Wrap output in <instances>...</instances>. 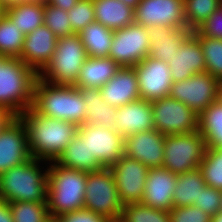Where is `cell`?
Returning <instances> with one entry per match:
<instances>
[{"label":"cell","mask_w":222,"mask_h":222,"mask_svg":"<svg viewBox=\"0 0 222 222\" xmlns=\"http://www.w3.org/2000/svg\"><path fill=\"white\" fill-rule=\"evenodd\" d=\"M18 117L26 127L31 158L44 164L56 161L78 131L74 123L45 117L32 107Z\"/></svg>","instance_id":"cell-1"},{"label":"cell","mask_w":222,"mask_h":222,"mask_svg":"<svg viewBox=\"0 0 222 222\" xmlns=\"http://www.w3.org/2000/svg\"><path fill=\"white\" fill-rule=\"evenodd\" d=\"M32 108L45 117L68 121L78 127L86 122V104L74 85H56L38 77Z\"/></svg>","instance_id":"cell-2"},{"label":"cell","mask_w":222,"mask_h":222,"mask_svg":"<svg viewBox=\"0 0 222 222\" xmlns=\"http://www.w3.org/2000/svg\"><path fill=\"white\" fill-rule=\"evenodd\" d=\"M48 164L47 204L50 218L84 209L87 172L63 167L55 161Z\"/></svg>","instance_id":"cell-3"},{"label":"cell","mask_w":222,"mask_h":222,"mask_svg":"<svg viewBox=\"0 0 222 222\" xmlns=\"http://www.w3.org/2000/svg\"><path fill=\"white\" fill-rule=\"evenodd\" d=\"M38 74L20 58L0 56V107L19 116L32 107Z\"/></svg>","instance_id":"cell-4"},{"label":"cell","mask_w":222,"mask_h":222,"mask_svg":"<svg viewBox=\"0 0 222 222\" xmlns=\"http://www.w3.org/2000/svg\"><path fill=\"white\" fill-rule=\"evenodd\" d=\"M39 163L42 160L31 158L0 174V199L47 203L48 170Z\"/></svg>","instance_id":"cell-5"},{"label":"cell","mask_w":222,"mask_h":222,"mask_svg":"<svg viewBox=\"0 0 222 222\" xmlns=\"http://www.w3.org/2000/svg\"><path fill=\"white\" fill-rule=\"evenodd\" d=\"M87 58L79 34L60 37L51 60L38 77L56 85H75Z\"/></svg>","instance_id":"cell-6"},{"label":"cell","mask_w":222,"mask_h":222,"mask_svg":"<svg viewBox=\"0 0 222 222\" xmlns=\"http://www.w3.org/2000/svg\"><path fill=\"white\" fill-rule=\"evenodd\" d=\"M123 207L111 168L87 172L84 209L113 222L120 220Z\"/></svg>","instance_id":"cell-7"},{"label":"cell","mask_w":222,"mask_h":222,"mask_svg":"<svg viewBox=\"0 0 222 222\" xmlns=\"http://www.w3.org/2000/svg\"><path fill=\"white\" fill-rule=\"evenodd\" d=\"M206 143L201 133L195 132L176 135H165L163 168L175 174L189 172L199 168Z\"/></svg>","instance_id":"cell-8"},{"label":"cell","mask_w":222,"mask_h":222,"mask_svg":"<svg viewBox=\"0 0 222 222\" xmlns=\"http://www.w3.org/2000/svg\"><path fill=\"white\" fill-rule=\"evenodd\" d=\"M153 127L164 135H176L198 130V115L182 102L170 96L151 102Z\"/></svg>","instance_id":"cell-9"},{"label":"cell","mask_w":222,"mask_h":222,"mask_svg":"<svg viewBox=\"0 0 222 222\" xmlns=\"http://www.w3.org/2000/svg\"><path fill=\"white\" fill-rule=\"evenodd\" d=\"M150 44L148 28L132 23L114 31L108 57L120 67H134L148 56Z\"/></svg>","instance_id":"cell-10"},{"label":"cell","mask_w":222,"mask_h":222,"mask_svg":"<svg viewBox=\"0 0 222 222\" xmlns=\"http://www.w3.org/2000/svg\"><path fill=\"white\" fill-rule=\"evenodd\" d=\"M219 83L220 81L208 72L196 73L188 79L174 82L169 96L199 115L218 100Z\"/></svg>","instance_id":"cell-11"},{"label":"cell","mask_w":222,"mask_h":222,"mask_svg":"<svg viewBox=\"0 0 222 222\" xmlns=\"http://www.w3.org/2000/svg\"><path fill=\"white\" fill-rule=\"evenodd\" d=\"M134 23L146 28L187 29L184 0H140L134 9Z\"/></svg>","instance_id":"cell-12"},{"label":"cell","mask_w":222,"mask_h":222,"mask_svg":"<svg viewBox=\"0 0 222 222\" xmlns=\"http://www.w3.org/2000/svg\"><path fill=\"white\" fill-rule=\"evenodd\" d=\"M77 132L86 139L90 155H94L102 167H112L124 155L125 137L115 129L85 123Z\"/></svg>","instance_id":"cell-13"},{"label":"cell","mask_w":222,"mask_h":222,"mask_svg":"<svg viewBox=\"0 0 222 222\" xmlns=\"http://www.w3.org/2000/svg\"><path fill=\"white\" fill-rule=\"evenodd\" d=\"M134 68L142 99L152 102L170 95L173 80L167 62L147 56Z\"/></svg>","instance_id":"cell-14"},{"label":"cell","mask_w":222,"mask_h":222,"mask_svg":"<svg viewBox=\"0 0 222 222\" xmlns=\"http://www.w3.org/2000/svg\"><path fill=\"white\" fill-rule=\"evenodd\" d=\"M110 168L123 205L141 202L149 168L126 155Z\"/></svg>","instance_id":"cell-15"},{"label":"cell","mask_w":222,"mask_h":222,"mask_svg":"<svg viewBox=\"0 0 222 222\" xmlns=\"http://www.w3.org/2000/svg\"><path fill=\"white\" fill-rule=\"evenodd\" d=\"M30 159L26 127L14 116L0 131V174Z\"/></svg>","instance_id":"cell-16"},{"label":"cell","mask_w":222,"mask_h":222,"mask_svg":"<svg viewBox=\"0 0 222 222\" xmlns=\"http://www.w3.org/2000/svg\"><path fill=\"white\" fill-rule=\"evenodd\" d=\"M165 135L155 128L125 137L124 155L148 168L162 167Z\"/></svg>","instance_id":"cell-17"},{"label":"cell","mask_w":222,"mask_h":222,"mask_svg":"<svg viewBox=\"0 0 222 222\" xmlns=\"http://www.w3.org/2000/svg\"><path fill=\"white\" fill-rule=\"evenodd\" d=\"M58 43V38L44 24L25 35L20 59L37 74L51 60Z\"/></svg>","instance_id":"cell-18"},{"label":"cell","mask_w":222,"mask_h":222,"mask_svg":"<svg viewBox=\"0 0 222 222\" xmlns=\"http://www.w3.org/2000/svg\"><path fill=\"white\" fill-rule=\"evenodd\" d=\"M167 63L173 83L206 72L205 57L198 37L192 32Z\"/></svg>","instance_id":"cell-19"},{"label":"cell","mask_w":222,"mask_h":222,"mask_svg":"<svg viewBox=\"0 0 222 222\" xmlns=\"http://www.w3.org/2000/svg\"><path fill=\"white\" fill-rule=\"evenodd\" d=\"M178 174L163 167L149 168L141 203L158 210L173 208V193Z\"/></svg>","instance_id":"cell-20"},{"label":"cell","mask_w":222,"mask_h":222,"mask_svg":"<svg viewBox=\"0 0 222 222\" xmlns=\"http://www.w3.org/2000/svg\"><path fill=\"white\" fill-rule=\"evenodd\" d=\"M114 128L124 137L154 128L151 102L139 98L119 107Z\"/></svg>","instance_id":"cell-21"},{"label":"cell","mask_w":222,"mask_h":222,"mask_svg":"<svg viewBox=\"0 0 222 222\" xmlns=\"http://www.w3.org/2000/svg\"><path fill=\"white\" fill-rule=\"evenodd\" d=\"M102 99L113 107H121L140 97L134 67H120L115 75L100 88Z\"/></svg>","instance_id":"cell-22"},{"label":"cell","mask_w":222,"mask_h":222,"mask_svg":"<svg viewBox=\"0 0 222 222\" xmlns=\"http://www.w3.org/2000/svg\"><path fill=\"white\" fill-rule=\"evenodd\" d=\"M191 33L192 31L188 29H175L163 26L148 28V36L151 43L148 56L168 62Z\"/></svg>","instance_id":"cell-23"},{"label":"cell","mask_w":222,"mask_h":222,"mask_svg":"<svg viewBox=\"0 0 222 222\" xmlns=\"http://www.w3.org/2000/svg\"><path fill=\"white\" fill-rule=\"evenodd\" d=\"M86 104V124L98 125L107 129L114 128L117 107L109 105L102 99L99 88L77 87Z\"/></svg>","instance_id":"cell-24"},{"label":"cell","mask_w":222,"mask_h":222,"mask_svg":"<svg viewBox=\"0 0 222 222\" xmlns=\"http://www.w3.org/2000/svg\"><path fill=\"white\" fill-rule=\"evenodd\" d=\"M95 22L115 31L134 23V9L121 0H93Z\"/></svg>","instance_id":"cell-25"},{"label":"cell","mask_w":222,"mask_h":222,"mask_svg":"<svg viewBox=\"0 0 222 222\" xmlns=\"http://www.w3.org/2000/svg\"><path fill=\"white\" fill-rule=\"evenodd\" d=\"M120 66L109 57H88L74 86L101 88L119 70Z\"/></svg>","instance_id":"cell-26"},{"label":"cell","mask_w":222,"mask_h":222,"mask_svg":"<svg viewBox=\"0 0 222 222\" xmlns=\"http://www.w3.org/2000/svg\"><path fill=\"white\" fill-rule=\"evenodd\" d=\"M63 167L86 172L101 170L103 167L94 155H90L86 139L77 132L55 161Z\"/></svg>","instance_id":"cell-27"},{"label":"cell","mask_w":222,"mask_h":222,"mask_svg":"<svg viewBox=\"0 0 222 222\" xmlns=\"http://www.w3.org/2000/svg\"><path fill=\"white\" fill-rule=\"evenodd\" d=\"M4 14L27 35L44 24V0H31L10 6Z\"/></svg>","instance_id":"cell-28"},{"label":"cell","mask_w":222,"mask_h":222,"mask_svg":"<svg viewBox=\"0 0 222 222\" xmlns=\"http://www.w3.org/2000/svg\"><path fill=\"white\" fill-rule=\"evenodd\" d=\"M205 187L206 183L199 168L178 174L173 193V207H187L196 204Z\"/></svg>","instance_id":"cell-29"},{"label":"cell","mask_w":222,"mask_h":222,"mask_svg":"<svg viewBox=\"0 0 222 222\" xmlns=\"http://www.w3.org/2000/svg\"><path fill=\"white\" fill-rule=\"evenodd\" d=\"M198 131L206 147L222 149V102L219 99L198 115Z\"/></svg>","instance_id":"cell-30"},{"label":"cell","mask_w":222,"mask_h":222,"mask_svg":"<svg viewBox=\"0 0 222 222\" xmlns=\"http://www.w3.org/2000/svg\"><path fill=\"white\" fill-rule=\"evenodd\" d=\"M87 57H108L114 31L98 22L89 24L80 33Z\"/></svg>","instance_id":"cell-31"},{"label":"cell","mask_w":222,"mask_h":222,"mask_svg":"<svg viewBox=\"0 0 222 222\" xmlns=\"http://www.w3.org/2000/svg\"><path fill=\"white\" fill-rule=\"evenodd\" d=\"M25 35L5 15L0 17V56L20 58Z\"/></svg>","instance_id":"cell-32"},{"label":"cell","mask_w":222,"mask_h":222,"mask_svg":"<svg viewBox=\"0 0 222 222\" xmlns=\"http://www.w3.org/2000/svg\"><path fill=\"white\" fill-rule=\"evenodd\" d=\"M220 6H222V0H184L187 29L195 31Z\"/></svg>","instance_id":"cell-33"},{"label":"cell","mask_w":222,"mask_h":222,"mask_svg":"<svg viewBox=\"0 0 222 222\" xmlns=\"http://www.w3.org/2000/svg\"><path fill=\"white\" fill-rule=\"evenodd\" d=\"M13 222H49L48 204L40 202H9Z\"/></svg>","instance_id":"cell-34"},{"label":"cell","mask_w":222,"mask_h":222,"mask_svg":"<svg viewBox=\"0 0 222 222\" xmlns=\"http://www.w3.org/2000/svg\"><path fill=\"white\" fill-rule=\"evenodd\" d=\"M120 222H171L168 211L154 209L141 202L125 204Z\"/></svg>","instance_id":"cell-35"},{"label":"cell","mask_w":222,"mask_h":222,"mask_svg":"<svg viewBox=\"0 0 222 222\" xmlns=\"http://www.w3.org/2000/svg\"><path fill=\"white\" fill-rule=\"evenodd\" d=\"M199 169L207 186L222 191V149L207 147Z\"/></svg>","instance_id":"cell-36"},{"label":"cell","mask_w":222,"mask_h":222,"mask_svg":"<svg viewBox=\"0 0 222 222\" xmlns=\"http://www.w3.org/2000/svg\"><path fill=\"white\" fill-rule=\"evenodd\" d=\"M205 57L206 72L210 73L219 81L222 80V39H214L201 36L196 31Z\"/></svg>","instance_id":"cell-37"},{"label":"cell","mask_w":222,"mask_h":222,"mask_svg":"<svg viewBox=\"0 0 222 222\" xmlns=\"http://www.w3.org/2000/svg\"><path fill=\"white\" fill-rule=\"evenodd\" d=\"M44 25L57 38L75 34L68 20V11L44 2Z\"/></svg>","instance_id":"cell-38"},{"label":"cell","mask_w":222,"mask_h":222,"mask_svg":"<svg viewBox=\"0 0 222 222\" xmlns=\"http://www.w3.org/2000/svg\"><path fill=\"white\" fill-rule=\"evenodd\" d=\"M68 20L75 34L95 22L93 0H79L69 11Z\"/></svg>","instance_id":"cell-39"},{"label":"cell","mask_w":222,"mask_h":222,"mask_svg":"<svg viewBox=\"0 0 222 222\" xmlns=\"http://www.w3.org/2000/svg\"><path fill=\"white\" fill-rule=\"evenodd\" d=\"M221 204L222 191L206 185L200 193L198 202L194 204V206L200 208L205 211V213L213 217L221 210Z\"/></svg>","instance_id":"cell-40"},{"label":"cell","mask_w":222,"mask_h":222,"mask_svg":"<svg viewBox=\"0 0 222 222\" xmlns=\"http://www.w3.org/2000/svg\"><path fill=\"white\" fill-rule=\"evenodd\" d=\"M168 213L171 222H211V216L194 205L173 207Z\"/></svg>","instance_id":"cell-41"},{"label":"cell","mask_w":222,"mask_h":222,"mask_svg":"<svg viewBox=\"0 0 222 222\" xmlns=\"http://www.w3.org/2000/svg\"><path fill=\"white\" fill-rule=\"evenodd\" d=\"M201 36L222 39V6L195 30Z\"/></svg>","instance_id":"cell-42"},{"label":"cell","mask_w":222,"mask_h":222,"mask_svg":"<svg viewBox=\"0 0 222 222\" xmlns=\"http://www.w3.org/2000/svg\"><path fill=\"white\" fill-rule=\"evenodd\" d=\"M54 220L55 222H112L107 217L86 209L63 214Z\"/></svg>","instance_id":"cell-43"},{"label":"cell","mask_w":222,"mask_h":222,"mask_svg":"<svg viewBox=\"0 0 222 222\" xmlns=\"http://www.w3.org/2000/svg\"><path fill=\"white\" fill-rule=\"evenodd\" d=\"M0 222H13L9 202L0 199Z\"/></svg>","instance_id":"cell-44"},{"label":"cell","mask_w":222,"mask_h":222,"mask_svg":"<svg viewBox=\"0 0 222 222\" xmlns=\"http://www.w3.org/2000/svg\"><path fill=\"white\" fill-rule=\"evenodd\" d=\"M79 0H44L46 4L69 11Z\"/></svg>","instance_id":"cell-45"},{"label":"cell","mask_w":222,"mask_h":222,"mask_svg":"<svg viewBox=\"0 0 222 222\" xmlns=\"http://www.w3.org/2000/svg\"><path fill=\"white\" fill-rule=\"evenodd\" d=\"M14 117L8 110L0 107V131Z\"/></svg>","instance_id":"cell-46"},{"label":"cell","mask_w":222,"mask_h":222,"mask_svg":"<svg viewBox=\"0 0 222 222\" xmlns=\"http://www.w3.org/2000/svg\"><path fill=\"white\" fill-rule=\"evenodd\" d=\"M27 1H31V0H0V5L5 10L9 8L10 6L22 4Z\"/></svg>","instance_id":"cell-47"},{"label":"cell","mask_w":222,"mask_h":222,"mask_svg":"<svg viewBox=\"0 0 222 222\" xmlns=\"http://www.w3.org/2000/svg\"><path fill=\"white\" fill-rule=\"evenodd\" d=\"M121 1L127 4L129 7L135 9L140 0H121Z\"/></svg>","instance_id":"cell-48"},{"label":"cell","mask_w":222,"mask_h":222,"mask_svg":"<svg viewBox=\"0 0 222 222\" xmlns=\"http://www.w3.org/2000/svg\"><path fill=\"white\" fill-rule=\"evenodd\" d=\"M211 222H222V211H219L213 217H211Z\"/></svg>","instance_id":"cell-49"},{"label":"cell","mask_w":222,"mask_h":222,"mask_svg":"<svg viewBox=\"0 0 222 222\" xmlns=\"http://www.w3.org/2000/svg\"><path fill=\"white\" fill-rule=\"evenodd\" d=\"M218 99L222 102V80L219 83V94Z\"/></svg>","instance_id":"cell-50"},{"label":"cell","mask_w":222,"mask_h":222,"mask_svg":"<svg viewBox=\"0 0 222 222\" xmlns=\"http://www.w3.org/2000/svg\"><path fill=\"white\" fill-rule=\"evenodd\" d=\"M4 14V9L0 5V17Z\"/></svg>","instance_id":"cell-51"}]
</instances>
